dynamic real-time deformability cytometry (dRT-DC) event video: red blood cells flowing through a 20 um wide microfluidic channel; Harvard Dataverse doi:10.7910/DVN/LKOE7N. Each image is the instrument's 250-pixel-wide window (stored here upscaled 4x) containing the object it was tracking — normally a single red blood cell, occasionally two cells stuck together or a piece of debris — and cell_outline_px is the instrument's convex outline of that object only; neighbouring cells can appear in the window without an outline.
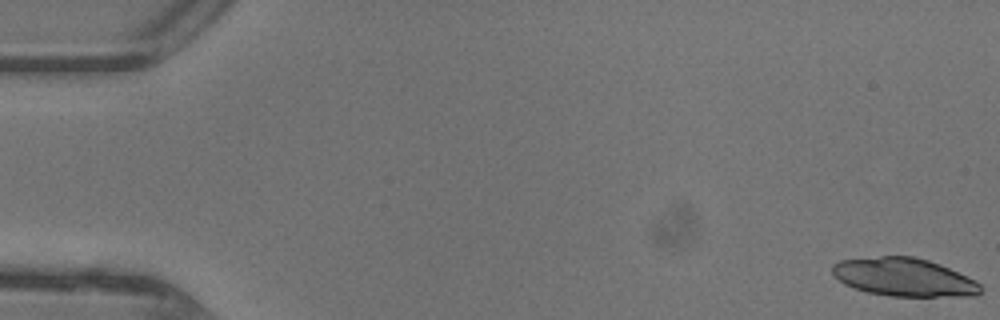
{"species": "common noctule bat (a hibernating species)", "species_latin": "Nyctalus noctula", "temperature_condition": "warm", "stored_images_in_passage": 47, "camera_frame_rate_fps": 3000, "um_per_image_px": 0.085, "animal": {"sex": "female"}, "frame": {"image": 1, "passage_image": 1, "time_ms": 0.0, "image_size_px": [1000, 320], "cell_outline_px": [[984, 288], [976, 296], [888, 296], [868, 292], [844, 284], [832, 272], [832, 264], [840, 260], [880, 256], [912, 256], [928, 260], [940, 264], [976, 280]], "centroid_in_image_um": [76.87, 23.56], "position_along_channel_um": 8.1, "area_um2": 33.0}}
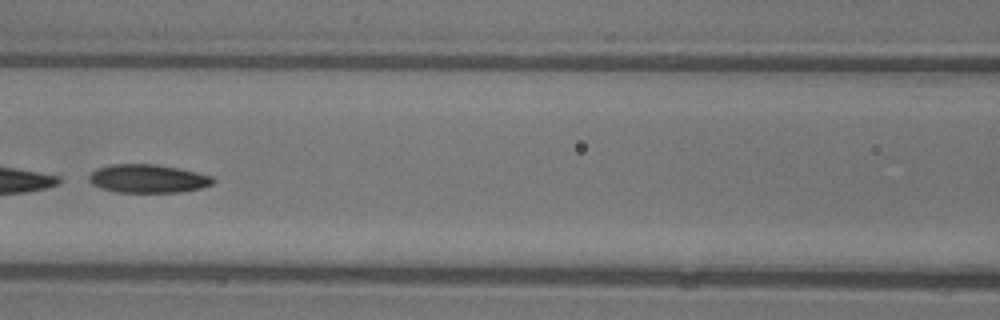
{"frame": {"image": 2, "passage_image": 22, "time_ms": 7.0, "image_size_px": [1000, 320], "cell_outline_px": [[216, 180], [212, 184], [200, 188], [180, 192], [116, 192], [100, 188], [92, 184], [88, 180], [88, 176], [96, 168], [112, 164], [156, 164], [196, 172], [212, 176]], "centroid_in_image_um": [12.54, 15.18], "position_along_channel_um": 154.1, "area_um2": 20.52}}
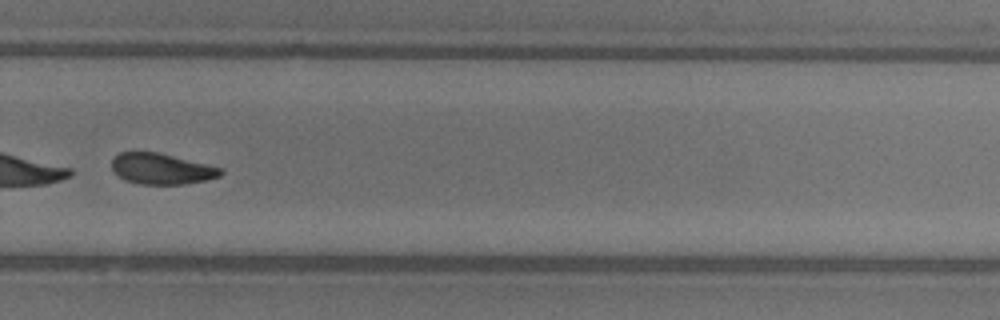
{"frame": {"image": 3, "passage_image": 33, "time_ms": 10.667, "image_size_px": [1000, 320], "cell_outline_px": [[224, 172], [220, 176], [208, 180], [184, 184], [140, 184], [124, 180], [112, 172], [112, 160], [120, 152], [156, 152], [224, 168]], "centroid_in_image_um": [13.74, 14.36], "position_along_channel_um": 316.1, "area_um2": 19.65}}